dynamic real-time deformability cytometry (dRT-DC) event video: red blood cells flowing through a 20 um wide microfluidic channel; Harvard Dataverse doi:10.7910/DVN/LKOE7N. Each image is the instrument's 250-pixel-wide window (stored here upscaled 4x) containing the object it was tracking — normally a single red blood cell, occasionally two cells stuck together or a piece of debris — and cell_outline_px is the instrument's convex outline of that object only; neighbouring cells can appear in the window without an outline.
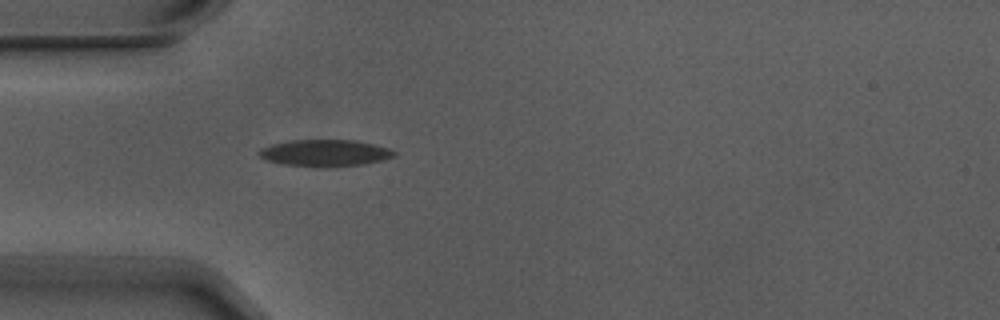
{"species": "Egyptian fruit bat (a non-hibernating species)", "species_latin": "Rousettus aegyptiacus", "temperature_condition": "warm", "stored_images_in_passage": 5, "camera_frame_rate_fps": 3000, "um_per_image_px": 0.085, "animal": {"sex": "male"}, "frame": {"image": 1, "passage_image": 5, "time_ms": 1.333, "image_size_px": [1000, 320], "cell_outline_px": [[396, 156], [364, 164], [324, 168], [320, 168], [284, 164], [268, 160], [260, 156], [256, 152], [260, 148], [272, 144], [292, 140], [356, 140], [388, 148], [396, 152]], "centroid_in_image_um": [27.61, 13.01], "position_along_channel_um": 57.4, "area_um2": 21.1}}